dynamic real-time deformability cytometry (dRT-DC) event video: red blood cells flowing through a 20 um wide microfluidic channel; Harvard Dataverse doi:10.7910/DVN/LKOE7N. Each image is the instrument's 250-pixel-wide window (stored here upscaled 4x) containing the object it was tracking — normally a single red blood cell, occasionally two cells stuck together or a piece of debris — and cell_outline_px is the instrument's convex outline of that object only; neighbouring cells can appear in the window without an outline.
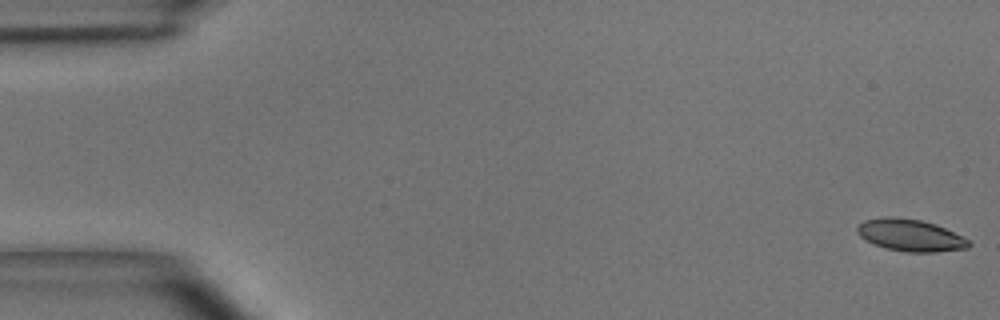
{"species": "common noctule bat (a hibernating species)", "species_latin": "Nyctalus noctula", "temperature_condition": "room temperature", "stored_images_in_passage": 6, "camera_frame_rate_fps": 3000, "um_per_image_px": 0.085, "animal": {"sex": "male", "body_mass_g": 15.6}, "frame": {"image": 1, "passage_image": 1, "time_ms": 0.0, "image_size_px": [1000, 320], "cell_outline_px": [[972, 244], [968, 248], [936, 252], [904, 252], [884, 248], [864, 240], [856, 232], [856, 228], [864, 220], [884, 216], [892, 216], [920, 220], [936, 224], [968, 240]], "centroid_in_image_um": [77.33, 20.0], "position_along_channel_um": 7.7, "area_um2": 20.87}}
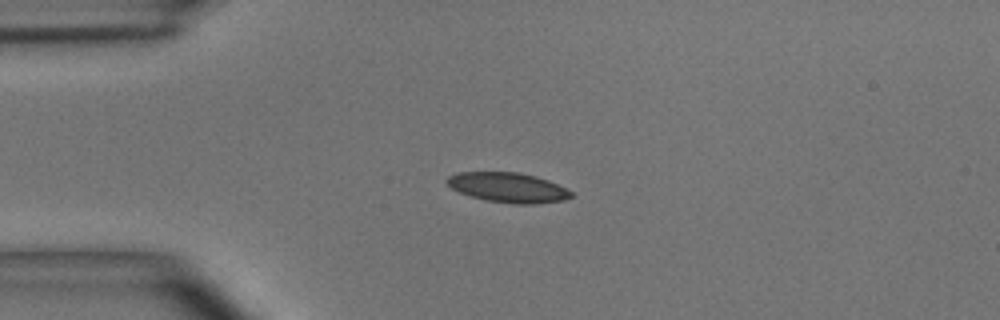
{"frame": {"image": 2, "passage_image": 4, "time_ms": 1.0, "image_size_px": [1000, 320], "cell_outline_px": [[572, 196], [564, 200], [536, 204], [512, 204], [488, 200], [472, 196], [460, 192], [452, 188], [444, 180], [448, 176], [456, 172], [516, 172], [536, 176], [548, 180], [572, 192]], "centroid_in_image_um": [43.16, 15.93], "position_along_channel_um": 41.8, "area_um2": 21.44}}